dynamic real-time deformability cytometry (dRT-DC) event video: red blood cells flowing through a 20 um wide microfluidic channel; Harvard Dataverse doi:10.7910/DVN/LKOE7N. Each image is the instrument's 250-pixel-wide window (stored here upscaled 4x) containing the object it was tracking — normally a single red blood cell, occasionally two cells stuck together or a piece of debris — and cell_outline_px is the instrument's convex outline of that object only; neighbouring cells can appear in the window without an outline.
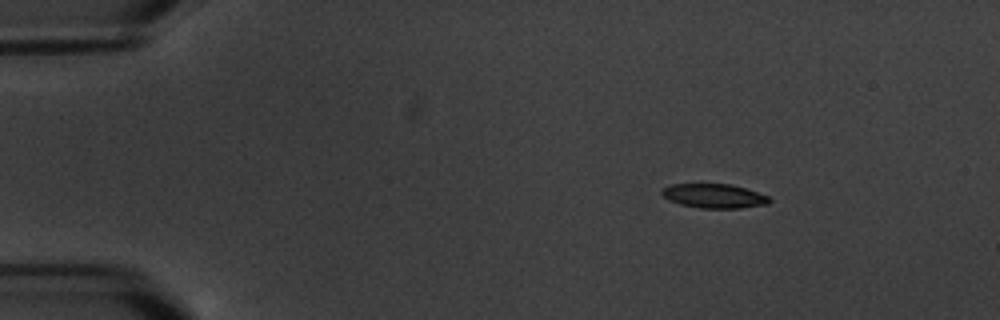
{"species": "common noctule bat (a hibernating species)", "species_latin": "Nyctalus noctula", "temperature_condition": "warm", "stored_images_in_passage": 7, "camera_frame_rate_fps": 3000, "um_per_image_px": 0.085, "animal": {"sex": "male", "body_mass_g": 20.1, "forearm_length_mm": 53.5}, "frame": {"image": 1, "passage_image": 2, "time_ms": 1.333, "image_size_px": [1000, 320], "cell_outline_px": [[772, 200], [768, 204], [740, 208], [700, 208], [680, 204], [668, 200], [660, 192], [664, 188], [672, 184], [732, 184], [768, 196]], "centroid_in_image_um": [60.7, 16.66], "position_along_channel_um": 24.3, "area_um2": 15.09}}
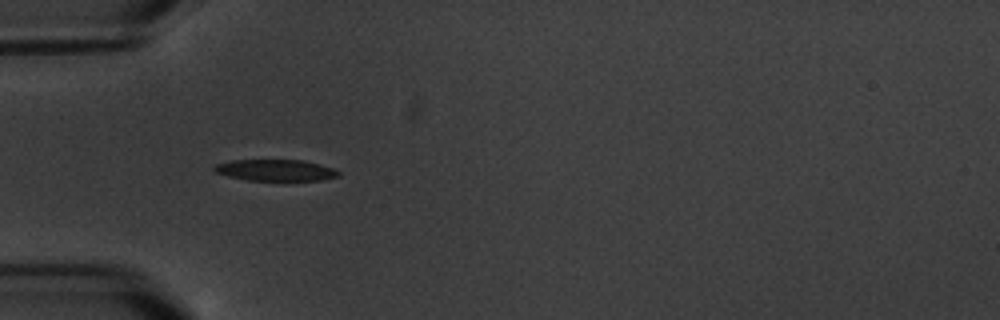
{"frame": {"image": 2, "passage_image": 5, "time_ms": 4.667, "image_size_px": [1000, 320], "cell_outline_px": [[340, 176], [320, 180], [248, 180], [228, 176], [216, 172], [212, 168], [216, 164], [232, 160], [304, 160], [332, 168], [340, 172]], "centroid_in_image_um": [23.42, 14.46], "position_along_channel_um": 61.6, "area_um2": 15.32}}
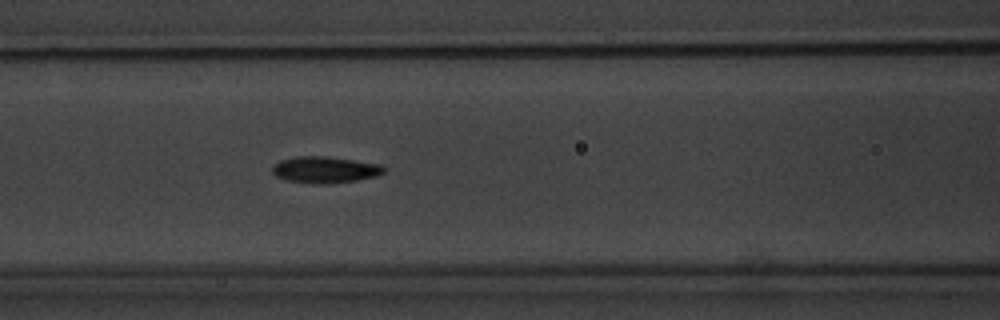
{"frame": {"image": 3, "passage_image": 7, "time_ms": 7.0, "image_size_px": [1000, 320], "cell_outline_px": [[388, 168], [384, 172], [376, 176], [356, 180], [328, 184], [288, 180], [276, 176], [272, 172], [272, 164], [280, 160], [296, 156], [324, 156], [380, 164]], "centroid_in_image_um": [27.62, 14.41], "position_along_channel_um": 139.0, "area_um2": 17.05}}